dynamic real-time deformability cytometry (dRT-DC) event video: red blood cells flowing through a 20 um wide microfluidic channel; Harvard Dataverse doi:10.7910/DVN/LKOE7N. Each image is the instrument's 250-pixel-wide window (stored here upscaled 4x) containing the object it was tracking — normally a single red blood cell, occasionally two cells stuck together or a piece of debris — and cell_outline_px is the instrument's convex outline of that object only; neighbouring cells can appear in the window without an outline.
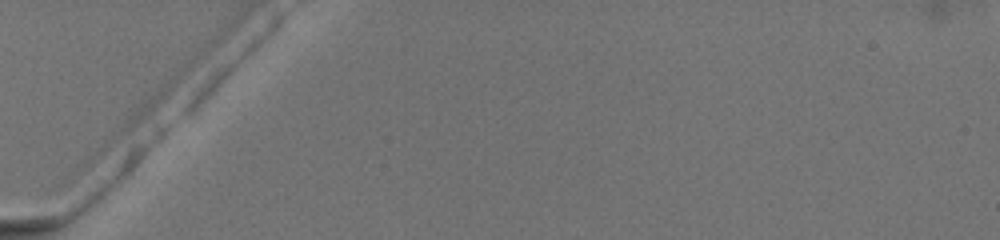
{"species": "common noctule bat (a hibernating species)", "species_latin": "Nyctalus noctula", "temperature_condition": "warm", "stored_images_in_passage": 5, "camera_frame_rate_fps": 3000, "um_per_image_px": 0.085, "animal": {"sex": "female", "body_mass_g": 19.5, "forearm_length_mm": 54.1}, "frame": {"image": 1, "passage_image": 1, "time_ms": 0.0, "image_size_px": [1000, 240], "cell_outline_px": [[200, 52], [196, 60], [168, 96], [84, 180], [64, 180], [68, 164], [180, 68]], "centroid_in_image_um": [10.42, 10.92], "position_along_channel_um": 74.6, "area_um2": 19.65}}